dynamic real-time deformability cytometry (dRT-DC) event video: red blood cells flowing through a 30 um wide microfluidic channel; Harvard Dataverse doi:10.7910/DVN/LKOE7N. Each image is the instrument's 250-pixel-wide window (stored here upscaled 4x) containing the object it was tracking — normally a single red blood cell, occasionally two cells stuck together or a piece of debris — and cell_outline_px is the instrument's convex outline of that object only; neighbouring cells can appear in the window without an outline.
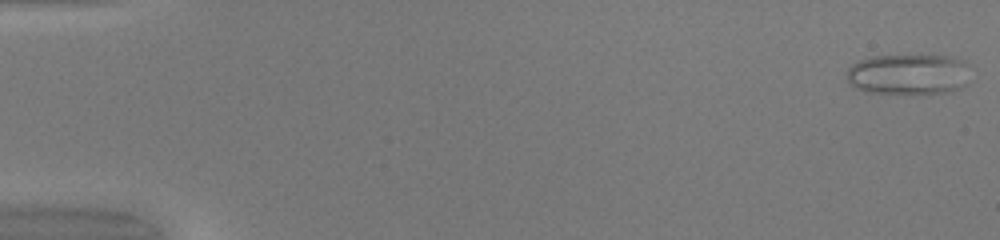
{"species": "common noctule bat (a hibernating species)", "species_latin": "Nyctalus noctula", "temperature_condition": "warm", "stored_images_in_passage": 50, "camera_frame_rate_fps": 3000, "um_per_image_px": 0.085, "animal": {"sex": "female", "body_mass_g": 20.0, "forearm_length_mm": 54.0}, "frame": {"image": 1, "passage_image": 1, "time_ms": 0.0, "image_size_px": [1000, 240], "cell_outline_px": [[968, 84], [952, 92], [908, 96], [864, 92], [852, 88], [848, 80], [848, 68], [852, 64], [860, 60], [872, 56], [952, 56], [964, 60]], "centroid_in_image_um": [77.19, 6.37], "position_along_channel_um": 7.8, "area_um2": 30.17}}
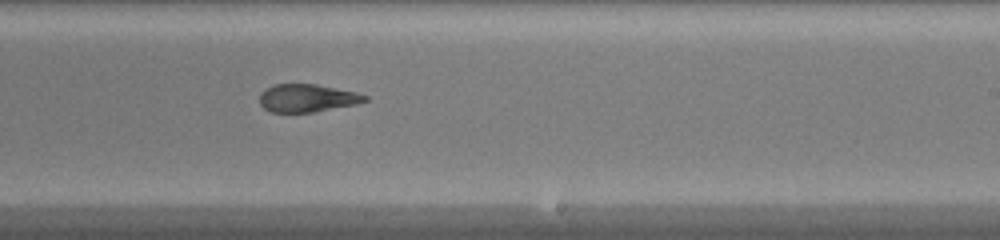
{"frame": {"image": 2, "passage_image": 31, "time_ms": 10.0, "image_size_px": [1000, 240], "cell_outline_px": [[368, 100], [356, 104], [312, 112], [272, 112], [264, 108], [260, 104], [260, 92], [264, 88], [276, 84], [316, 84], [356, 92], [368, 96]], "centroid_in_image_um": [26.09, 8.33], "position_along_channel_um": 262.9, "area_um2": 17.05}}
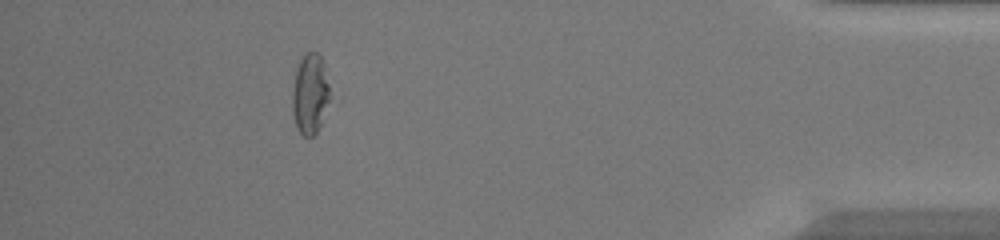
{"frame": {"image": 3, "passage_image": 45, "time_ms": 14.667, "image_size_px": [1000, 240], "cell_outline_px": [[328, 100], [320, 124], [316, 132], [312, 136], [304, 136], [296, 128], [292, 112], [292, 92], [296, 68], [304, 52], [316, 52], [320, 56], [324, 64], [328, 84]], "centroid_in_image_um": [26.31, 7.96], "position_along_channel_um": 408.9, "area_um2": 17.28}, "authors_computed_cell_mechanics": {"area_um2": 19.1318, "velocity_mm_per_s": 4.1815, "shape_relaxation_time_tau1_ms": 10.4474, "shape_relaxation_time_tau2_ms": 2.3881, "deformation_change_tau1": 0.2935, "deformation_change_tau2": 0.1145}}